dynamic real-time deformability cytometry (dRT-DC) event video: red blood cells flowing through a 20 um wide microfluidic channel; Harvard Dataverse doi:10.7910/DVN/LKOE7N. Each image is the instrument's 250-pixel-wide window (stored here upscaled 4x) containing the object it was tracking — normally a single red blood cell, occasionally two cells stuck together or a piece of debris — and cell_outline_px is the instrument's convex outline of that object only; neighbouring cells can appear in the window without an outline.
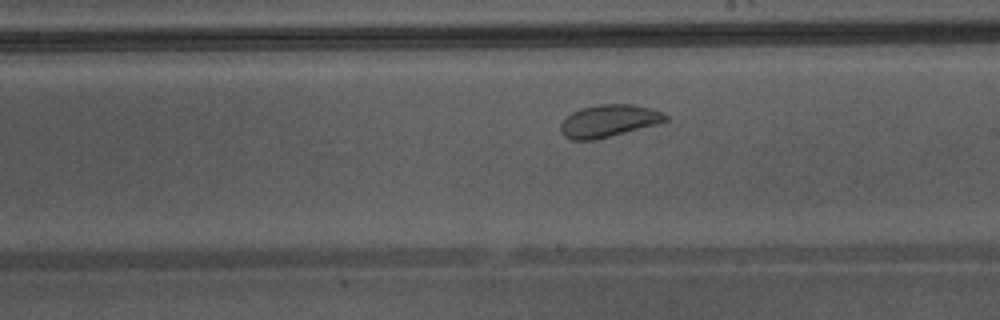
{"species": "Egyptian fruit bat (a non-hibernating species)", "species_latin": "Rousettus aegyptiacus", "temperature_condition": "warm", "stored_images_in_passage": 35, "camera_frame_rate_fps": 3000, "um_per_image_px": 0.085, "animal": {"sex": "male"}, "frame": {"image": 1, "passage_image": 16, "time_ms": 5.0, "image_size_px": [1000, 320], "cell_outline_px": [[668, 120], [656, 124], [592, 140], [572, 140], [564, 136], [560, 132], [560, 124], [572, 112], [580, 108], [600, 104], [632, 104], [652, 108], [664, 112], [668, 116]], "centroid_in_image_um": [51.74, 10.26], "position_along_channel_um": 237.3, "area_um2": 19.59}, "authors_computed_cell_mechanics": {"area_um2": 21.964, "velocity_mm_per_s": 4.3146, "shape_relaxation_time_tau1_ms": 6.5321, "shape_relaxation_time_tau2_ms": 0.9562, "deformation_change_tau1": 0.0724, "deformation_change_tau2": 0.0603}}